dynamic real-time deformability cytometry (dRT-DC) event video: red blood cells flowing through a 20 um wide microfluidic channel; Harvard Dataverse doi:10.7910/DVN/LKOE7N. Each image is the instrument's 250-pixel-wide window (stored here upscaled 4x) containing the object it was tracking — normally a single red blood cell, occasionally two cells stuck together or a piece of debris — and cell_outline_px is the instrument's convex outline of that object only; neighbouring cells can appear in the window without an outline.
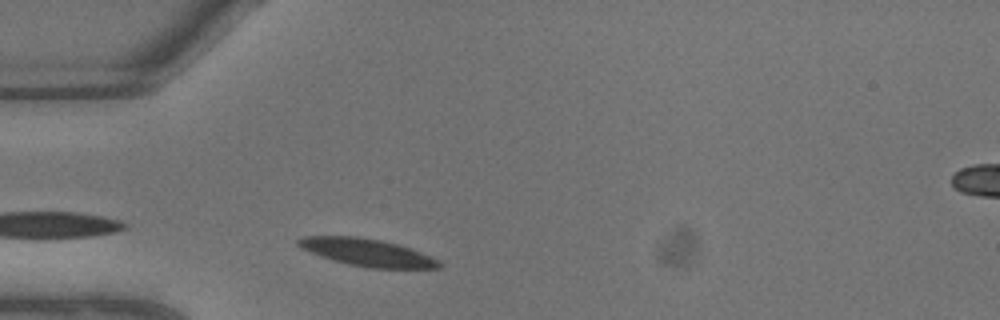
{"species": "common noctule bat (a hibernating species)", "species_latin": "Nyctalus noctula", "temperature_condition": "warm", "stored_images_in_passage": 4, "camera_frame_rate_fps": 3000, "um_per_image_px": 0.085, "animal": {"sex": "male", "body_mass_g": 13.3}, "frame": {"image": 1, "passage_image": 1, "time_ms": 0.0, "image_size_px": [1000, 320], "cell_outline_px": [[444, 264], [440, 268], [372, 268], [348, 264], [332, 260], [320, 256], [296, 244], [296, 240], [304, 236], [360, 236], [380, 240], [396, 244], [420, 252], [440, 260]], "centroid_in_image_um": [31.23, 21.46], "position_along_channel_um": 53.8, "area_um2": 22.31}}
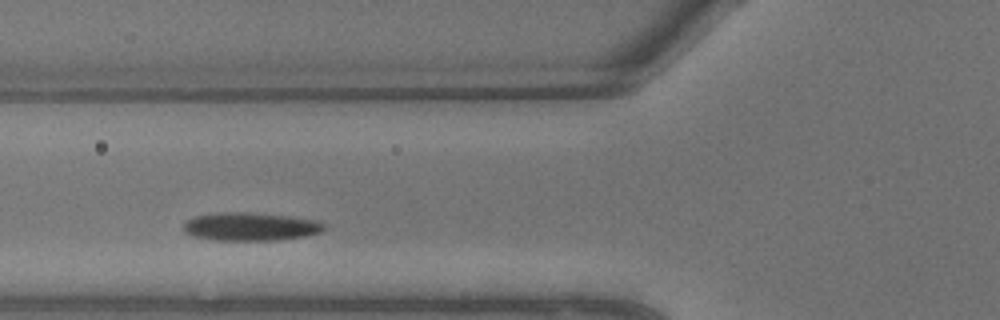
{"frame": {"image": 2, "passage_image": 3, "time_ms": 0.667, "image_size_px": [1000, 320], "cell_outline_px": [[324, 228], [320, 232], [308, 236], [280, 240], [216, 240], [192, 236], [184, 232], [184, 224], [188, 220], [196, 216], [216, 212], [248, 212], [288, 216], [316, 220], [324, 224]], "centroid_in_image_um": [21.29, 19.26], "position_along_channel_um": 104.5, "area_um2": 23.12}}
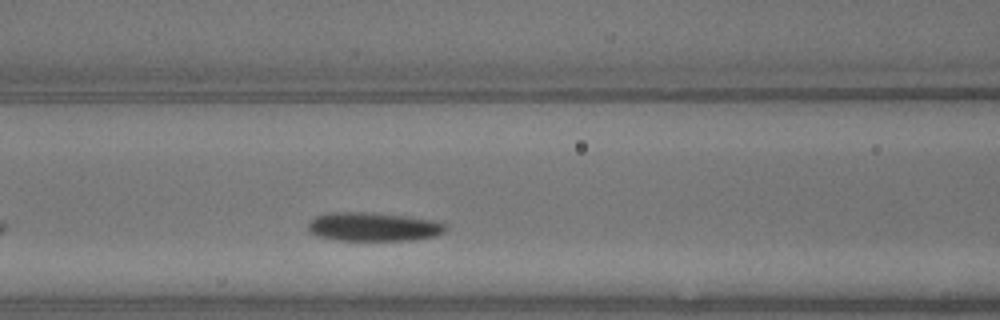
{"frame": {"image": 3, "passage_image": 4, "time_ms": 1.0, "image_size_px": [1000, 320], "cell_outline_px": [[448, 228], [444, 232], [436, 236], [412, 240], [340, 240], [316, 236], [308, 232], [308, 220], [316, 216], [328, 212], [372, 212], [408, 216], [440, 220]], "centroid_in_image_um": [31.75, 19.26], "position_along_channel_um": 134.9, "area_um2": 23.52}}